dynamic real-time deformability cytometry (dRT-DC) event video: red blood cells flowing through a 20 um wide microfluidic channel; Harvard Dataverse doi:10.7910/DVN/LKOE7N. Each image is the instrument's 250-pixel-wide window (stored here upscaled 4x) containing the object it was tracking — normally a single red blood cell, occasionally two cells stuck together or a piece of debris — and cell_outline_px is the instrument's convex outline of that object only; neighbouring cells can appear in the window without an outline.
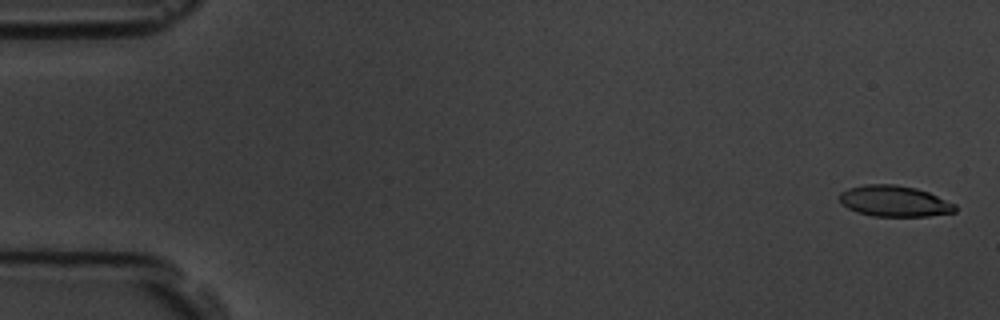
{"species": "common noctule bat (a hibernating species)", "species_latin": "Nyctalus noctula", "temperature_condition": "room temperature", "stored_images_in_passage": 8, "camera_frame_rate_fps": 3000, "um_per_image_px": 0.085, "animal": {"sex": "male", "body_mass_g": 19.5, "forearm_length_mm": 54.6}, "frame": {"image": 1, "passage_image": 1, "time_ms": 0.0, "image_size_px": [1000, 320], "cell_outline_px": [[956, 212], [928, 216], [872, 216], [856, 212], [848, 208], [840, 200], [840, 192], [848, 188], [864, 184], [892, 184], [916, 188], [928, 192], [956, 204]], "centroid_in_image_um": [76.03, 17.1], "position_along_channel_um": 9.0, "area_um2": 20.87}}
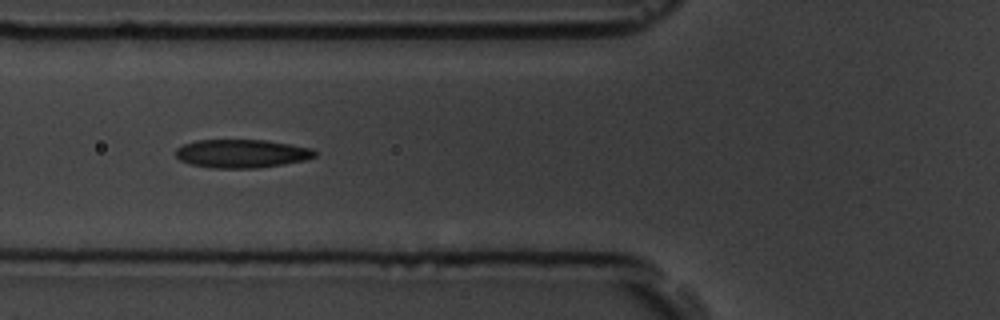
{"frame": {"image": 2, "passage_image": 7, "time_ms": 6.667, "image_size_px": [1000, 320], "cell_outline_px": [[320, 152], [316, 156], [308, 160], [284, 164], [256, 168], [212, 168], [192, 164], [180, 160], [176, 156], [176, 148], [184, 144], [196, 140], [264, 140], [292, 144], [312, 148]], "centroid_in_image_um": [20.61, 13.05], "position_along_channel_um": 105.2, "area_um2": 23.24}}
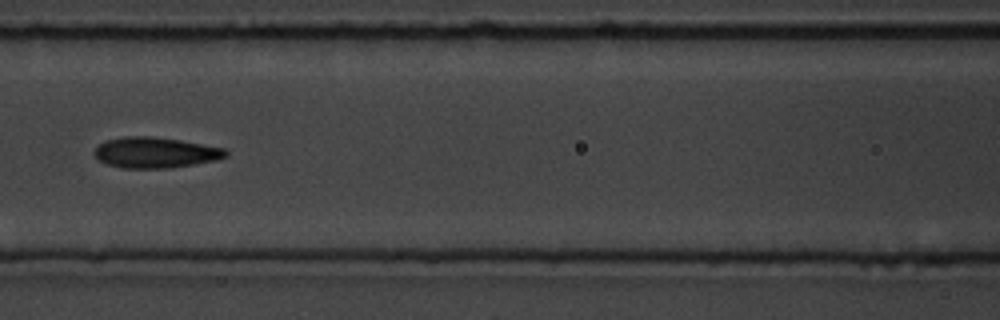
{"frame": {"image": 3, "passage_image": 8, "time_ms": 8.0, "image_size_px": [1000, 320], "cell_outline_px": [[228, 156], [216, 160], [168, 168], [124, 168], [108, 164], [100, 160], [92, 152], [104, 140], [124, 136], [152, 136], [180, 140], [224, 148], [228, 152]], "centroid_in_image_um": [13.19, 12.96], "position_along_channel_um": 153.4, "area_um2": 23.41}}